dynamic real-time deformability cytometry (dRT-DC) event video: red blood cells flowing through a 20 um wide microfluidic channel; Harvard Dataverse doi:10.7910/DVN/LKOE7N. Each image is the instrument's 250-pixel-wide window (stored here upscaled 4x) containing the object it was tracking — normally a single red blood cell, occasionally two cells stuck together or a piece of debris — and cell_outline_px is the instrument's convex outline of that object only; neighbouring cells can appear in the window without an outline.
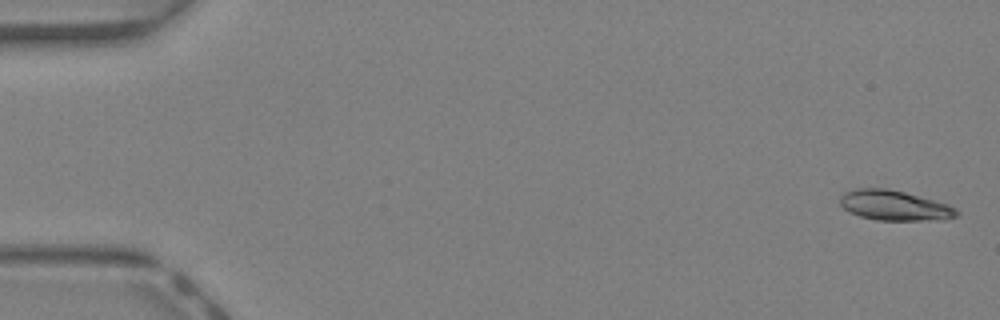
{"species": "Egyptian fruit bat (a non-hibernating species)", "species_latin": "Rousettus aegyptiacus", "temperature_condition": "warm", "stored_images_in_passage": 45, "camera_frame_rate_fps": 3000, "um_per_image_px": 0.085, "animal": {"sex": "female"}, "frame": {"image": 1, "passage_image": 2, "time_ms": 0.333, "image_size_px": [1000, 320], "cell_outline_px": [[960, 212], [956, 216], [944, 220], [876, 220], [860, 216], [848, 212], [840, 204], [840, 196], [844, 192], [856, 188], [888, 188], [904, 192], [948, 204], [956, 208]], "centroid_in_image_um": [76.02, 17.46], "position_along_channel_um": 9.0, "area_um2": 20.52}}
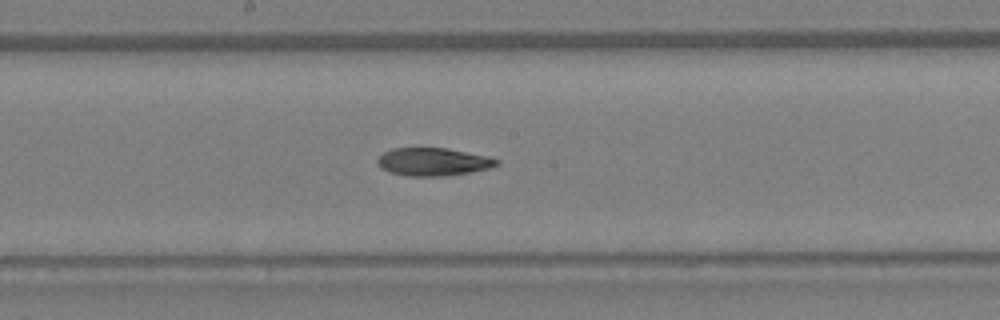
{"frame": {"image": 2, "passage_image": 25, "time_ms": 8.0, "image_size_px": [1000, 320], "cell_outline_px": [[500, 164], [488, 168], [472, 172], [444, 176], [408, 176], [388, 172], [380, 168], [376, 160], [384, 152], [392, 148], [448, 148], [488, 156], [500, 160]], "centroid_in_image_um": [36.82, 13.75], "position_along_channel_um": 211.4, "area_um2": 19.54}}
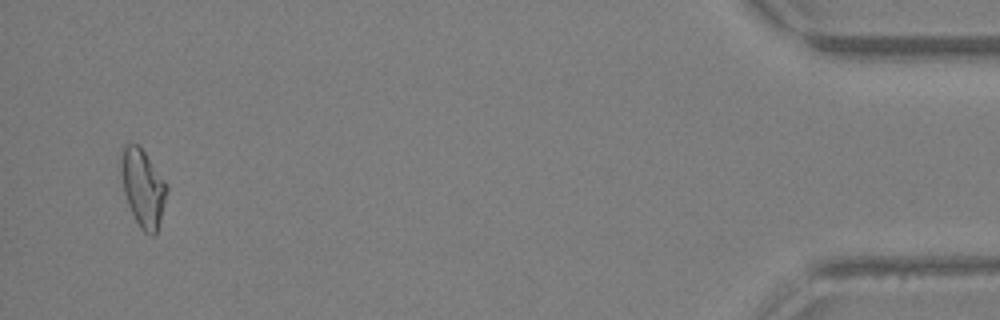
{"frame": {"image": 3, "passage_image": 44, "time_ms": 14.333, "image_size_px": [1000, 320], "cell_outline_px": [[168, 192], [156, 232], [152, 236], [144, 232], [140, 228], [128, 204], [124, 192], [120, 172], [120, 156], [124, 144], [136, 144], [144, 152], [168, 184]], "centroid_in_image_um": [12.14, 15.95], "position_along_channel_um": 423.1, "area_um2": 20.52}, "authors_computed_cell_mechanics": {"area_um2": 19.9988, "velocity_mm_per_s": 4.6285, "shape_relaxation_time_tau1_ms": 7.6545, "shape_relaxation_time_tau2_ms": 4.1054, "deformation_change_tau1": 0.2481, "deformation_change_tau2": 0.1257}}